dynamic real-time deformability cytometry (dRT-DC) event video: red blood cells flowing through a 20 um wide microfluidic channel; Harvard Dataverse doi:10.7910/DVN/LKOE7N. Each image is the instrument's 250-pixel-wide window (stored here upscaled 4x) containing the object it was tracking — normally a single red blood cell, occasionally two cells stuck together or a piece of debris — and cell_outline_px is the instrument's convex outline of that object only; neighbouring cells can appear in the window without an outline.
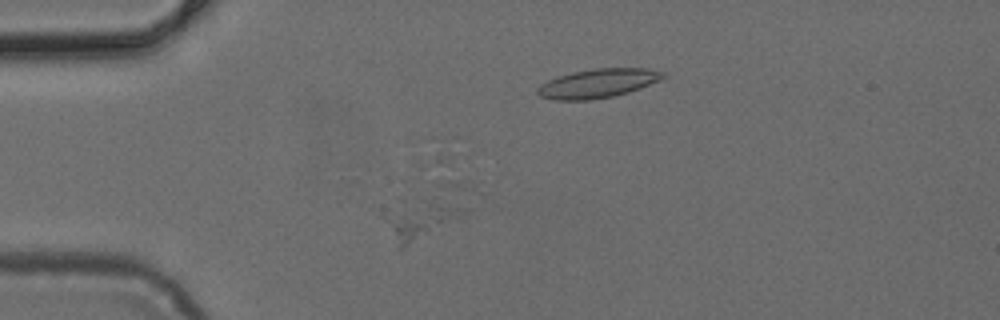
{"species": "common noctule bat (a hibernating species)", "species_latin": "Nyctalus noctula", "temperature_condition": "cold", "stored_images_in_passage": 33, "camera_frame_rate_fps": 3000, "um_per_image_px": 0.085, "animal": {"sex": "female", "body_mass_g": 24.6, "forearm_length_mm": 56.2}, "frame": {"image": 1, "passage_image": 1, "time_ms": 0.0, "image_size_px": [1000, 320], "cell_outline_px": [[480, 192], [472, 212], [460, 220], [400, 248], [396, 232], [396, 224], [436, 184], [468, 176]], "centroid_in_image_um": [37.23, 17.84], "position_along_channel_um": 47.8, "area_um2": 22.25}}
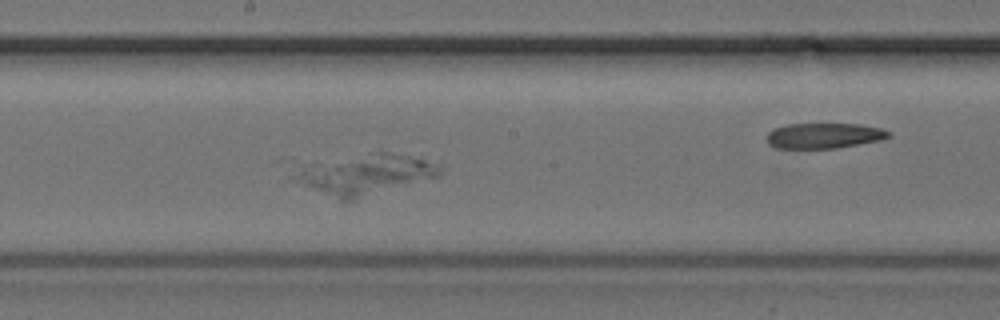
{"frame": {"image": 2, "passage_image": 15, "time_ms": 4.667, "image_size_px": [1000, 320], "cell_outline_px": [[444, 172], [440, 176], [348, 204], [304, 184], [300, 176], [300, 164], [368, 152], [388, 152], [408, 156], [424, 160], [440, 168]], "centroid_in_image_um": [31.11, 14.85], "position_along_channel_um": 217.1, "area_um2": 34.22}}
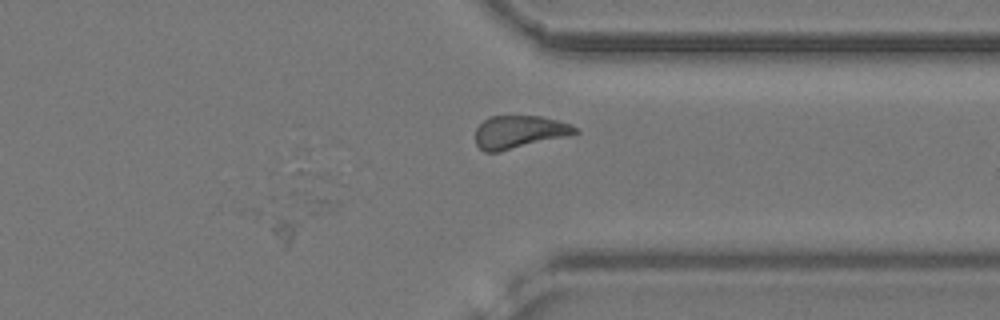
{"frame": {"image": 3, "passage_image": 29, "time_ms": 9.333, "image_size_px": [1000, 320], "cell_outline_px": [[348, 184], [336, 212], [284, 248], [248, 212], [252, 208], [268, 196], [340, 172]], "centroid_in_image_um": [25.49, 17.69], "position_along_channel_um": 385.9, "area_um2": 27.98}}